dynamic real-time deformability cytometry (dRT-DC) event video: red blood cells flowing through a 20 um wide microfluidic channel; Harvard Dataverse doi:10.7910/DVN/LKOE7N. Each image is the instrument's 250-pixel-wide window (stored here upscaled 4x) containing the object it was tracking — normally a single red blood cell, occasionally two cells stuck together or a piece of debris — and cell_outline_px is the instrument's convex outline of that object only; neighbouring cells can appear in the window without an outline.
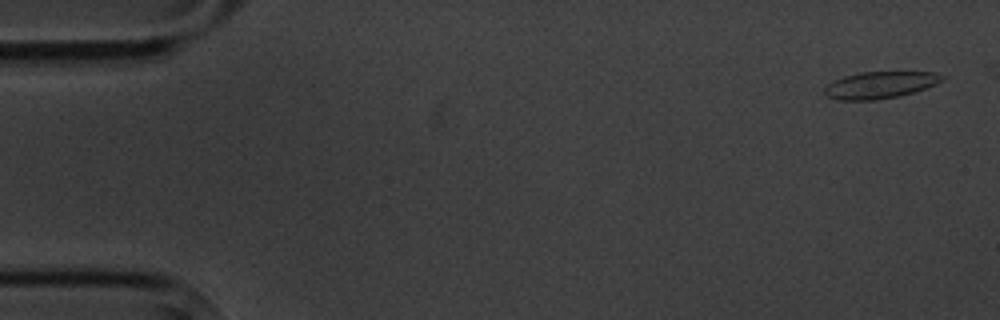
{"species": "common noctule bat (a hibernating species)", "species_latin": "Nyctalus noctula", "temperature_condition": "cold", "stored_images_in_passage": 4, "camera_frame_rate_fps": 3000, "um_per_image_px": 0.085, "animal": {"sex": "male", "body_mass_g": 20.1, "forearm_length_mm": 53.5}, "frame": {"image": 1, "passage_image": 1, "time_ms": 0.0, "image_size_px": [1000, 320], "cell_outline_px": [[948, 76], [944, 80], [936, 84], [900, 96], [876, 100], [840, 100], [824, 96], [824, 88], [832, 80], [844, 76], [860, 72], [936, 72]], "centroid_in_image_um": [74.8, 7.22], "position_along_channel_um": 10.2, "area_um2": 18.61}}